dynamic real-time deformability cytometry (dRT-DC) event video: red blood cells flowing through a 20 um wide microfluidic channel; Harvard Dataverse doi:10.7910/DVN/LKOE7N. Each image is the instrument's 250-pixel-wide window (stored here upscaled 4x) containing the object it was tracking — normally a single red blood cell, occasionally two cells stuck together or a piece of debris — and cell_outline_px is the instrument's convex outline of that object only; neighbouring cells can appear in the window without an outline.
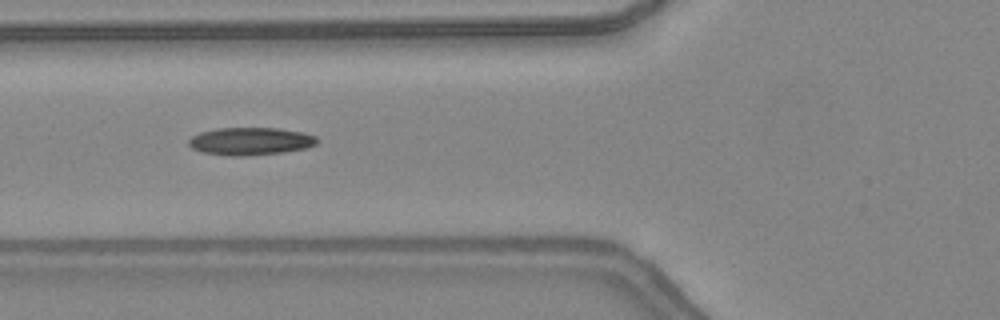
{"species": "common noctule bat (a hibernating species)", "species_latin": "Nyctalus noctula", "temperature_condition": "warm", "stored_images_in_passage": 34, "camera_frame_rate_fps": 3000, "um_per_image_px": 0.085, "animal": {"sex": "female", "body_mass_g": 24.6, "forearm_length_mm": 56.2}, "frame": {"image": 1, "passage_image": 5, "time_ms": 1.333, "image_size_px": [1000, 320], "cell_outline_px": [[316, 144], [308, 148], [284, 152], [244, 156], [232, 156], [204, 152], [192, 148], [188, 144], [188, 140], [192, 136], [200, 132], [216, 128], [276, 128], [304, 132], [316, 136]], "centroid_in_image_um": [21.3, 12.0], "position_along_channel_um": 104.5, "area_um2": 20.69}}
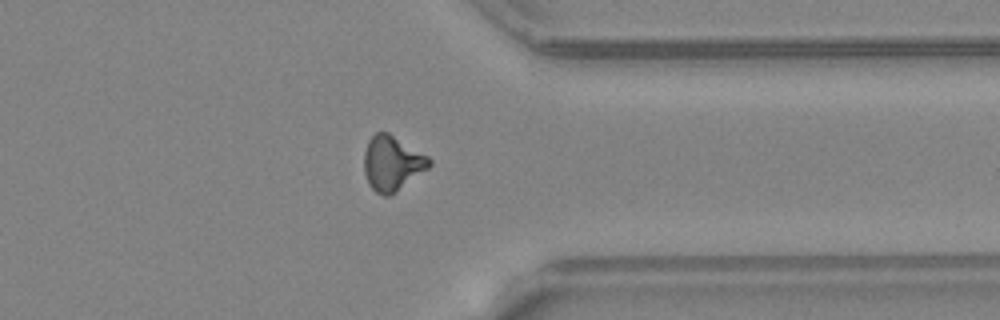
{"frame": {"image": 2, "passage_image": 24, "time_ms": 7.667, "image_size_px": [1000, 320], "cell_outline_px": [[432, 164], [428, 168], [392, 196], [384, 196], [376, 192], [368, 184], [364, 172], [364, 152], [368, 140], [376, 132], [388, 132], [428, 156], [432, 160]], "centroid_in_image_um": [33.33, 13.89], "position_along_channel_um": 378.1, "area_um2": 20.98}}
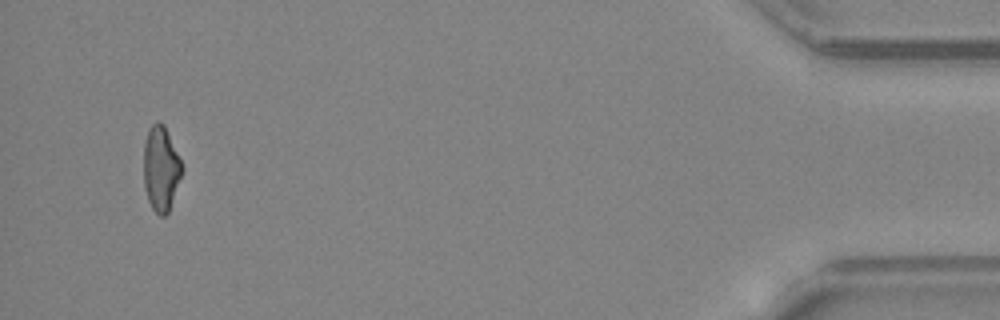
{"frame": {"image": 3, "passage_image": 32, "time_ms": 10.333, "image_size_px": [1000, 320], "cell_outline_px": [[184, 172], [168, 212], [164, 216], [160, 216], [152, 208], [148, 200], [144, 188], [144, 144], [148, 128], [156, 120], [160, 120], [164, 124], [184, 168]], "centroid_in_image_um": [13.69, 14.32], "position_along_channel_um": 421.5, "area_um2": 19.19}, "authors_computed_cell_mechanics": {"area_um2": 19.8543, "velocity_mm_per_s": 4.3991, "shape_relaxation_time_tau1_ms": 9.3161, "shape_relaxation_time_tau2_ms": 2.5591, "deformation_change_tau1": 0.2506, "deformation_change_tau2": 0.1081}}